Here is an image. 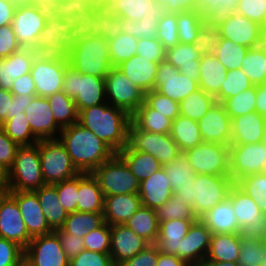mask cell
I'll use <instances>...</instances> for the list:
<instances>
[{
    "label": "cell",
    "mask_w": 266,
    "mask_h": 266,
    "mask_svg": "<svg viewBox=\"0 0 266 266\" xmlns=\"http://www.w3.org/2000/svg\"><path fill=\"white\" fill-rule=\"evenodd\" d=\"M58 138L79 173H92L116 153L91 130L74 123L62 128Z\"/></svg>",
    "instance_id": "cell-1"
},
{
    "label": "cell",
    "mask_w": 266,
    "mask_h": 266,
    "mask_svg": "<svg viewBox=\"0 0 266 266\" xmlns=\"http://www.w3.org/2000/svg\"><path fill=\"white\" fill-rule=\"evenodd\" d=\"M107 102L83 109L78 114V123L91 130L115 153L127 143V128L131 116L124 110Z\"/></svg>",
    "instance_id": "cell-2"
},
{
    "label": "cell",
    "mask_w": 266,
    "mask_h": 266,
    "mask_svg": "<svg viewBox=\"0 0 266 266\" xmlns=\"http://www.w3.org/2000/svg\"><path fill=\"white\" fill-rule=\"evenodd\" d=\"M234 184L230 176L196 174L194 182L178 187L173 193L185 204L190 205L194 215L199 219L227 198Z\"/></svg>",
    "instance_id": "cell-3"
},
{
    "label": "cell",
    "mask_w": 266,
    "mask_h": 266,
    "mask_svg": "<svg viewBox=\"0 0 266 266\" xmlns=\"http://www.w3.org/2000/svg\"><path fill=\"white\" fill-rule=\"evenodd\" d=\"M68 63L81 74L105 78L113 67L108 40L88 37L81 40L68 52Z\"/></svg>",
    "instance_id": "cell-4"
},
{
    "label": "cell",
    "mask_w": 266,
    "mask_h": 266,
    "mask_svg": "<svg viewBox=\"0 0 266 266\" xmlns=\"http://www.w3.org/2000/svg\"><path fill=\"white\" fill-rule=\"evenodd\" d=\"M9 191H34L45 185L38 142L19 146L13 166L8 171Z\"/></svg>",
    "instance_id": "cell-5"
},
{
    "label": "cell",
    "mask_w": 266,
    "mask_h": 266,
    "mask_svg": "<svg viewBox=\"0 0 266 266\" xmlns=\"http://www.w3.org/2000/svg\"><path fill=\"white\" fill-rule=\"evenodd\" d=\"M62 91L74 100L79 113L83 109L105 102V78L81 74L68 63L64 72Z\"/></svg>",
    "instance_id": "cell-6"
},
{
    "label": "cell",
    "mask_w": 266,
    "mask_h": 266,
    "mask_svg": "<svg viewBox=\"0 0 266 266\" xmlns=\"http://www.w3.org/2000/svg\"><path fill=\"white\" fill-rule=\"evenodd\" d=\"M91 174L97 180L104 197L138 194L139 180L117 154L96 168Z\"/></svg>",
    "instance_id": "cell-7"
},
{
    "label": "cell",
    "mask_w": 266,
    "mask_h": 266,
    "mask_svg": "<svg viewBox=\"0 0 266 266\" xmlns=\"http://www.w3.org/2000/svg\"><path fill=\"white\" fill-rule=\"evenodd\" d=\"M120 151H141L155 157L162 166L173 161L181 152L170 134L138 129L132 122L127 128L126 147Z\"/></svg>",
    "instance_id": "cell-8"
},
{
    "label": "cell",
    "mask_w": 266,
    "mask_h": 266,
    "mask_svg": "<svg viewBox=\"0 0 266 266\" xmlns=\"http://www.w3.org/2000/svg\"><path fill=\"white\" fill-rule=\"evenodd\" d=\"M38 148L45 184L53 185L79 174L58 138L39 140Z\"/></svg>",
    "instance_id": "cell-9"
},
{
    "label": "cell",
    "mask_w": 266,
    "mask_h": 266,
    "mask_svg": "<svg viewBox=\"0 0 266 266\" xmlns=\"http://www.w3.org/2000/svg\"><path fill=\"white\" fill-rule=\"evenodd\" d=\"M183 154L196 174L230 176L229 146L202 142Z\"/></svg>",
    "instance_id": "cell-10"
},
{
    "label": "cell",
    "mask_w": 266,
    "mask_h": 266,
    "mask_svg": "<svg viewBox=\"0 0 266 266\" xmlns=\"http://www.w3.org/2000/svg\"><path fill=\"white\" fill-rule=\"evenodd\" d=\"M72 27L70 19H61L57 15L47 20L38 37L36 52L43 56L67 58L68 52L77 44L69 32Z\"/></svg>",
    "instance_id": "cell-11"
},
{
    "label": "cell",
    "mask_w": 266,
    "mask_h": 266,
    "mask_svg": "<svg viewBox=\"0 0 266 266\" xmlns=\"http://www.w3.org/2000/svg\"><path fill=\"white\" fill-rule=\"evenodd\" d=\"M67 58L37 54L31 67V76L37 96L45 97L62 91Z\"/></svg>",
    "instance_id": "cell-12"
},
{
    "label": "cell",
    "mask_w": 266,
    "mask_h": 266,
    "mask_svg": "<svg viewBox=\"0 0 266 266\" xmlns=\"http://www.w3.org/2000/svg\"><path fill=\"white\" fill-rule=\"evenodd\" d=\"M106 98L110 106L126 111L130 116L144 103L145 92L127 78L116 66L105 77Z\"/></svg>",
    "instance_id": "cell-13"
},
{
    "label": "cell",
    "mask_w": 266,
    "mask_h": 266,
    "mask_svg": "<svg viewBox=\"0 0 266 266\" xmlns=\"http://www.w3.org/2000/svg\"><path fill=\"white\" fill-rule=\"evenodd\" d=\"M230 177L236 183L244 176L266 172V147L255 144L230 145Z\"/></svg>",
    "instance_id": "cell-14"
},
{
    "label": "cell",
    "mask_w": 266,
    "mask_h": 266,
    "mask_svg": "<svg viewBox=\"0 0 266 266\" xmlns=\"http://www.w3.org/2000/svg\"><path fill=\"white\" fill-rule=\"evenodd\" d=\"M24 257L33 266H70L56 231L33 237L24 249Z\"/></svg>",
    "instance_id": "cell-15"
},
{
    "label": "cell",
    "mask_w": 266,
    "mask_h": 266,
    "mask_svg": "<svg viewBox=\"0 0 266 266\" xmlns=\"http://www.w3.org/2000/svg\"><path fill=\"white\" fill-rule=\"evenodd\" d=\"M198 89L197 80L188 78L165 60L159 63L154 90L180 103Z\"/></svg>",
    "instance_id": "cell-16"
},
{
    "label": "cell",
    "mask_w": 266,
    "mask_h": 266,
    "mask_svg": "<svg viewBox=\"0 0 266 266\" xmlns=\"http://www.w3.org/2000/svg\"><path fill=\"white\" fill-rule=\"evenodd\" d=\"M220 31L221 38L250 48L258 38L260 24L247 19L237 11L222 13L212 21Z\"/></svg>",
    "instance_id": "cell-17"
},
{
    "label": "cell",
    "mask_w": 266,
    "mask_h": 266,
    "mask_svg": "<svg viewBox=\"0 0 266 266\" xmlns=\"http://www.w3.org/2000/svg\"><path fill=\"white\" fill-rule=\"evenodd\" d=\"M0 238L25 249L32 237L28 234L16 200L8 193L0 203Z\"/></svg>",
    "instance_id": "cell-18"
},
{
    "label": "cell",
    "mask_w": 266,
    "mask_h": 266,
    "mask_svg": "<svg viewBox=\"0 0 266 266\" xmlns=\"http://www.w3.org/2000/svg\"><path fill=\"white\" fill-rule=\"evenodd\" d=\"M203 142L220 143L230 146L231 119L221 102H215L198 121Z\"/></svg>",
    "instance_id": "cell-19"
},
{
    "label": "cell",
    "mask_w": 266,
    "mask_h": 266,
    "mask_svg": "<svg viewBox=\"0 0 266 266\" xmlns=\"http://www.w3.org/2000/svg\"><path fill=\"white\" fill-rule=\"evenodd\" d=\"M212 233L197 219L190 226L188 233L180 241L178 258L190 266H200L209 250Z\"/></svg>",
    "instance_id": "cell-20"
},
{
    "label": "cell",
    "mask_w": 266,
    "mask_h": 266,
    "mask_svg": "<svg viewBox=\"0 0 266 266\" xmlns=\"http://www.w3.org/2000/svg\"><path fill=\"white\" fill-rule=\"evenodd\" d=\"M45 23V18L35 6L15 9L11 25L20 47L36 50V43Z\"/></svg>",
    "instance_id": "cell-21"
},
{
    "label": "cell",
    "mask_w": 266,
    "mask_h": 266,
    "mask_svg": "<svg viewBox=\"0 0 266 266\" xmlns=\"http://www.w3.org/2000/svg\"><path fill=\"white\" fill-rule=\"evenodd\" d=\"M9 194L16 200L28 234L32 238L53 232L34 191H9Z\"/></svg>",
    "instance_id": "cell-22"
},
{
    "label": "cell",
    "mask_w": 266,
    "mask_h": 266,
    "mask_svg": "<svg viewBox=\"0 0 266 266\" xmlns=\"http://www.w3.org/2000/svg\"><path fill=\"white\" fill-rule=\"evenodd\" d=\"M150 245L124 224L111 226L110 256L114 266H119Z\"/></svg>",
    "instance_id": "cell-23"
},
{
    "label": "cell",
    "mask_w": 266,
    "mask_h": 266,
    "mask_svg": "<svg viewBox=\"0 0 266 266\" xmlns=\"http://www.w3.org/2000/svg\"><path fill=\"white\" fill-rule=\"evenodd\" d=\"M26 118L29 122L33 134L39 139H57L54 137L57 128L53 112L48 99L41 96H35L30 105L25 109Z\"/></svg>",
    "instance_id": "cell-24"
},
{
    "label": "cell",
    "mask_w": 266,
    "mask_h": 266,
    "mask_svg": "<svg viewBox=\"0 0 266 266\" xmlns=\"http://www.w3.org/2000/svg\"><path fill=\"white\" fill-rule=\"evenodd\" d=\"M230 145L255 144L262 142L266 129V117L254 111L231 119Z\"/></svg>",
    "instance_id": "cell-25"
},
{
    "label": "cell",
    "mask_w": 266,
    "mask_h": 266,
    "mask_svg": "<svg viewBox=\"0 0 266 266\" xmlns=\"http://www.w3.org/2000/svg\"><path fill=\"white\" fill-rule=\"evenodd\" d=\"M37 54L34 49L21 48L8 57L0 59V88L10 91L15 79L30 73Z\"/></svg>",
    "instance_id": "cell-26"
},
{
    "label": "cell",
    "mask_w": 266,
    "mask_h": 266,
    "mask_svg": "<svg viewBox=\"0 0 266 266\" xmlns=\"http://www.w3.org/2000/svg\"><path fill=\"white\" fill-rule=\"evenodd\" d=\"M172 194L168 175L163 167L139 184L141 205L154 210L167 202Z\"/></svg>",
    "instance_id": "cell-27"
},
{
    "label": "cell",
    "mask_w": 266,
    "mask_h": 266,
    "mask_svg": "<svg viewBox=\"0 0 266 266\" xmlns=\"http://www.w3.org/2000/svg\"><path fill=\"white\" fill-rule=\"evenodd\" d=\"M159 63L151 62L149 59L135 54L128 60L116 66L134 85H137L143 92L154 90Z\"/></svg>",
    "instance_id": "cell-28"
},
{
    "label": "cell",
    "mask_w": 266,
    "mask_h": 266,
    "mask_svg": "<svg viewBox=\"0 0 266 266\" xmlns=\"http://www.w3.org/2000/svg\"><path fill=\"white\" fill-rule=\"evenodd\" d=\"M141 206L138 194L106 196L104 197V221L110 226L124 224Z\"/></svg>",
    "instance_id": "cell-29"
},
{
    "label": "cell",
    "mask_w": 266,
    "mask_h": 266,
    "mask_svg": "<svg viewBox=\"0 0 266 266\" xmlns=\"http://www.w3.org/2000/svg\"><path fill=\"white\" fill-rule=\"evenodd\" d=\"M199 220L206 226L212 234L241 233L234 213L231 199L225 198L209 212L205 213Z\"/></svg>",
    "instance_id": "cell-30"
},
{
    "label": "cell",
    "mask_w": 266,
    "mask_h": 266,
    "mask_svg": "<svg viewBox=\"0 0 266 266\" xmlns=\"http://www.w3.org/2000/svg\"><path fill=\"white\" fill-rule=\"evenodd\" d=\"M201 55L195 44L179 43L166 50L165 61L176 67L182 74L199 80Z\"/></svg>",
    "instance_id": "cell-31"
},
{
    "label": "cell",
    "mask_w": 266,
    "mask_h": 266,
    "mask_svg": "<svg viewBox=\"0 0 266 266\" xmlns=\"http://www.w3.org/2000/svg\"><path fill=\"white\" fill-rule=\"evenodd\" d=\"M168 10L166 6L158 5L155 0H116L110 9L115 16L133 21H139L148 16L161 18Z\"/></svg>",
    "instance_id": "cell-32"
},
{
    "label": "cell",
    "mask_w": 266,
    "mask_h": 266,
    "mask_svg": "<svg viewBox=\"0 0 266 266\" xmlns=\"http://www.w3.org/2000/svg\"><path fill=\"white\" fill-rule=\"evenodd\" d=\"M196 220L175 219L159 223L156 245L160 252L178 257L180 241L186 236L190 226Z\"/></svg>",
    "instance_id": "cell-33"
},
{
    "label": "cell",
    "mask_w": 266,
    "mask_h": 266,
    "mask_svg": "<svg viewBox=\"0 0 266 266\" xmlns=\"http://www.w3.org/2000/svg\"><path fill=\"white\" fill-rule=\"evenodd\" d=\"M77 211L103 213L104 196L91 173H79Z\"/></svg>",
    "instance_id": "cell-34"
},
{
    "label": "cell",
    "mask_w": 266,
    "mask_h": 266,
    "mask_svg": "<svg viewBox=\"0 0 266 266\" xmlns=\"http://www.w3.org/2000/svg\"><path fill=\"white\" fill-rule=\"evenodd\" d=\"M228 197L231 199L240 230L249 224L264 222V214H262L258 205L236 184L230 188Z\"/></svg>",
    "instance_id": "cell-35"
},
{
    "label": "cell",
    "mask_w": 266,
    "mask_h": 266,
    "mask_svg": "<svg viewBox=\"0 0 266 266\" xmlns=\"http://www.w3.org/2000/svg\"><path fill=\"white\" fill-rule=\"evenodd\" d=\"M39 199L41 209L49 227L56 231L63 227L67 213L59 201L56 187L45 184L41 188L34 190Z\"/></svg>",
    "instance_id": "cell-36"
},
{
    "label": "cell",
    "mask_w": 266,
    "mask_h": 266,
    "mask_svg": "<svg viewBox=\"0 0 266 266\" xmlns=\"http://www.w3.org/2000/svg\"><path fill=\"white\" fill-rule=\"evenodd\" d=\"M228 71L214 54L202 55L200 60L199 88L215 96L226 80Z\"/></svg>",
    "instance_id": "cell-37"
},
{
    "label": "cell",
    "mask_w": 266,
    "mask_h": 266,
    "mask_svg": "<svg viewBox=\"0 0 266 266\" xmlns=\"http://www.w3.org/2000/svg\"><path fill=\"white\" fill-rule=\"evenodd\" d=\"M241 233L212 234L205 260L237 262L240 253Z\"/></svg>",
    "instance_id": "cell-38"
},
{
    "label": "cell",
    "mask_w": 266,
    "mask_h": 266,
    "mask_svg": "<svg viewBox=\"0 0 266 266\" xmlns=\"http://www.w3.org/2000/svg\"><path fill=\"white\" fill-rule=\"evenodd\" d=\"M170 136L184 152L203 142L198 121L179 115L172 121Z\"/></svg>",
    "instance_id": "cell-39"
},
{
    "label": "cell",
    "mask_w": 266,
    "mask_h": 266,
    "mask_svg": "<svg viewBox=\"0 0 266 266\" xmlns=\"http://www.w3.org/2000/svg\"><path fill=\"white\" fill-rule=\"evenodd\" d=\"M149 244H155L159 234V222L154 209L141 206L125 223Z\"/></svg>",
    "instance_id": "cell-40"
},
{
    "label": "cell",
    "mask_w": 266,
    "mask_h": 266,
    "mask_svg": "<svg viewBox=\"0 0 266 266\" xmlns=\"http://www.w3.org/2000/svg\"><path fill=\"white\" fill-rule=\"evenodd\" d=\"M131 122L140 130L170 134L172 120L156 110L150 108L145 102L131 115Z\"/></svg>",
    "instance_id": "cell-41"
},
{
    "label": "cell",
    "mask_w": 266,
    "mask_h": 266,
    "mask_svg": "<svg viewBox=\"0 0 266 266\" xmlns=\"http://www.w3.org/2000/svg\"><path fill=\"white\" fill-rule=\"evenodd\" d=\"M116 154L126 163L139 182L163 167L155 157L141 151H118Z\"/></svg>",
    "instance_id": "cell-42"
},
{
    "label": "cell",
    "mask_w": 266,
    "mask_h": 266,
    "mask_svg": "<svg viewBox=\"0 0 266 266\" xmlns=\"http://www.w3.org/2000/svg\"><path fill=\"white\" fill-rule=\"evenodd\" d=\"M56 124L62 129L78 122V111L75 102L63 91L47 97Z\"/></svg>",
    "instance_id": "cell-43"
},
{
    "label": "cell",
    "mask_w": 266,
    "mask_h": 266,
    "mask_svg": "<svg viewBox=\"0 0 266 266\" xmlns=\"http://www.w3.org/2000/svg\"><path fill=\"white\" fill-rule=\"evenodd\" d=\"M104 222L103 213L75 211L67 215L62 228L74 236L84 237Z\"/></svg>",
    "instance_id": "cell-44"
},
{
    "label": "cell",
    "mask_w": 266,
    "mask_h": 266,
    "mask_svg": "<svg viewBox=\"0 0 266 266\" xmlns=\"http://www.w3.org/2000/svg\"><path fill=\"white\" fill-rule=\"evenodd\" d=\"M215 102V96L199 88L180 102V115L199 121Z\"/></svg>",
    "instance_id": "cell-45"
},
{
    "label": "cell",
    "mask_w": 266,
    "mask_h": 266,
    "mask_svg": "<svg viewBox=\"0 0 266 266\" xmlns=\"http://www.w3.org/2000/svg\"><path fill=\"white\" fill-rule=\"evenodd\" d=\"M206 22L199 10H177L179 42L194 44L199 30Z\"/></svg>",
    "instance_id": "cell-46"
},
{
    "label": "cell",
    "mask_w": 266,
    "mask_h": 266,
    "mask_svg": "<svg viewBox=\"0 0 266 266\" xmlns=\"http://www.w3.org/2000/svg\"><path fill=\"white\" fill-rule=\"evenodd\" d=\"M163 169L168 175V180L173 192L178 187H184L190 184V182H194L196 177V173L183 152L173 161L163 165Z\"/></svg>",
    "instance_id": "cell-47"
},
{
    "label": "cell",
    "mask_w": 266,
    "mask_h": 266,
    "mask_svg": "<svg viewBox=\"0 0 266 266\" xmlns=\"http://www.w3.org/2000/svg\"><path fill=\"white\" fill-rule=\"evenodd\" d=\"M249 48L234 43L231 40L220 38L215 47L214 55L227 71L240 69Z\"/></svg>",
    "instance_id": "cell-48"
},
{
    "label": "cell",
    "mask_w": 266,
    "mask_h": 266,
    "mask_svg": "<svg viewBox=\"0 0 266 266\" xmlns=\"http://www.w3.org/2000/svg\"><path fill=\"white\" fill-rule=\"evenodd\" d=\"M0 128L19 146L33 145L39 141L33 134L25 113L6 119ZM30 138H33V140L31 141Z\"/></svg>",
    "instance_id": "cell-49"
},
{
    "label": "cell",
    "mask_w": 266,
    "mask_h": 266,
    "mask_svg": "<svg viewBox=\"0 0 266 266\" xmlns=\"http://www.w3.org/2000/svg\"><path fill=\"white\" fill-rule=\"evenodd\" d=\"M235 184L255 201L262 214H266V172L244 176Z\"/></svg>",
    "instance_id": "cell-50"
},
{
    "label": "cell",
    "mask_w": 266,
    "mask_h": 266,
    "mask_svg": "<svg viewBox=\"0 0 266 266\" xmlns=\"http://www.w3.org/2000/svg\"><path fill=\"white\" fill-rule=\"evenodd\" d=\"M257 86L225 99L222 104L230 119L256 111Z\"/></svg>",
    "instance_id": "cell-51"
},
{
    "label": "cell",
    "mask_w": 266,
    "mask_h": 266,
    "mask_svg": "<svg viewBox=\"0 0 266 266\" xmlns=\"http://www.w3.org/2000/svg\"><path fill=\"white\" fill-rule=\"evenodd\" d=\"M73 27L70 34L73 40L78 43L90 36L97 37V9L90 7L85 13L74 14L71 19Z\"/></svg>",
    "instance_id": "cell-52"
},
{
    "label": "cell",
    "mask_w": 266,
    "mask_h": 266,
    "mask_svg": "<svg viewBox=\"0 0 266 266\" xmlns=\"http://www.w3.org/2000/svg\"><path fill=\"white\" fill-rule=\"evenodd\" d=\"M155 213L159 223L175 219L197 220L192 207L185 204L175 193L167 202L157 207Z\"/></svg>",
    "instance_id": "cell-53"
},
{
    "label": "cell",
    "mask_w": 266,
    "mask_h": 266,
    "mask_svg": "<svg viewBox=\"0 0 266 266\" xmlns=\"http://www.w3.org/2000/svg\"><path fill=\"white\" fill-rule=\"evenodd\" d=\"M158 23V16L143 17L139 21L121 18V31L136 39L156 38Z\"/></svg>",
    "instance_id": "cell-54"
},
{
    "label": "cell",
    "mask_w": 266,
    "mask_h": 266,
    "mask_svg": "<svg viewBox=\"0 0 266 266\" xmlns=\"http://www.w3.org/2000/svg\"><path fill=\"white\" fill-rule=\"evenodd\" d=\"M241 69L253 85L258 86L266 82V53L248 49Z\"/></svg>",
    "instance_id": "cell-55"
},
{
    "label": "cell",
    "mask_w": 266,
    "mask_h": 266,
    "mask_svg": "<svg viewBox=\"0 0 266 266\" xmlns=\"http://www.w3.org/2000/svg\"><path fill=\"white\" fill-rule=\"evenodd\" d=\"M253 86L250 79L243 70H230L227 73L226 80L223 82L220 91L215 95L217 102H223L225 99L234 97Z\"/></svg>",
    "instance_id": "cell-56"
},
{
    "label": "cell",
    "mask_w": 266,
    "mask_h": 266,
    "mask_svg": "<svg viewBox=\"0 0 266 266\" xmlns=\"http://www.w3.org/2000/svg\"><path fill=\"white\" fill-rule=\"evenodd\" d=\"M266 242L241 236L240 253L237 263L240 266H259L264 262Z\"/></svg>",
    "instance_id": "cell-57"
},
{
    "label": "cell",
    "mask_w": 266,
    "mask_h": 266,
    "mask_svg": "<svg viewBox=\"0 0 266 266\" xmlns=\"http://www.w3.org/2000/svg\"><path fill=\"white\" fill-rule=\"evenodd\" d=\"M137 41L138 39L126 33H121L115 39L108 41L112 65L118 66L133 57L136 54Z\"/></svg>",
    "instance_id": "cell-58"
},
{
    "label": "cell",
    "mask_w": 266,
    "mask_h": 266,
    "mask_svg": "<svg viewBox=\"0 0 266 266\" xmlns=\"http://www.w3.org/2000/svg\"><path fill=\"white\" fill-rule=\"evenodd\" d=\"M157 40L167 50L179 44L177 10H168V12L159 18Z\"/></svg>",
    "instance_id": "cell-59"
},
{
    "label": "cell",
    "mask_w": 266,
    "mask_h": 266,
    "mask_svg": "<svg viewBox=\"0 0 266 266\" xmlns=\"http://www.w3.org/2000/svg\"><path fill=\"white\" fill-rule=\"evenodd\" d=\"M144 102L152 109L168 117L172 121L180 115V103L171 100L157 90L145 93Z\"/></svg>",
    "instance_id": "cell-60"
},
{
    "label": "cell",
    "mask_w": 266,
    "mask_h": 266,
    "mask_svg": "<svg viewBox=\"0 0 266 266\" xmlns=\"http://www.w3.org/2000/svg\"><path fill=\"white\" fill-rule=\"evenodd\" d=\"M53 185L56 187L59 201L65 212L69 214L77 211L79 174Z\"/></svg>",
    "instance_id": "cell-61"
},
{
    "label": "cell",
    "mask_w": 266,
    "mask_h": 266,
    "mask_svg": "<svg viewBox=\"0 0 266 266\" xmlns=\"http://www.w3.org/2000/svg\"><path fill=\"white\" fill-rule=\"evenodd\" d=\"M220 31L212 21H207L199 30L195 39L196 50L200 55L213 54L220 40Z\"/></svg>",
    "instance_id": "cell-62"
},
{
    "label": "cell",
    "mask_w": 266,
    "mask_h": 266,
    "mask_svg": "<svg viewBox=\"0 0 266 266\" xmlns=\"http://www.w3.org/2000/svg\"><path fill=\"white\" fill-rule=\"evenodd\" d=\"M111 226L104 222L100 227L83 237L86 250L110 253Z\"/></svg>",
    "instance_id": "cell-63"
},
{
    "label": "cell",
    "mask_w": 266,
    "mask_h": 266,
    "mask_svg": "<svg viewBox=\"0 0 266 266\" xmlns=\"http://www.w3.org/2000/svg\"><path fill=\"white\" fill-rule=\"evenodd\" d=\"M97 37L108 41L119 36L121 31V18L115 16L110 10H97Z\"/></svg>",
    "instance_id": "cell-64"
},
{
    "label": "cell",
    "mask_w": 266,
    "mask_h": 266,
    "mask_svg": "<svg viewBox=\"0 0 266 266\" xmlns=\"http://www.w3.org/2000/svg\"><path fill=\"white\" fill-rule=\"evenodd\" d=\"M239 0H198V10L207 21L236 9Z\"/></svg>",
    "instance_id": "cell-65"
},
{
    "label": "cell",
    "mask_w": 266,
    "mask_h": 266,
    "mask_svg": "<svg viewBox=\"0 0 266 266\" xmlns=\"http://www.w3.org/2000/svg\"><path fill=\"white\" fill-rule=\"evenodd\" d=\"M235 11L249 20L266 24V0H239Z\"/></svg>",
    "instance_id": "cell-66"
},
{
    "label": "cell",
    "mask_w": 266,
    "mask_h": 266,
    "mask_svg": "<svg viewBox=\"0 0 266 266\" xmlns=\"http://www.w3.org/2000/svg\"><path fill=\"white\" fill-rule=\"evenodd\" d=\"M166 49L157 38L138 39L136 54L149 59L151 62L160 63L165 60Z\"/></svg>",
    "instance_id": "cell-67"
},
{
    "label": "cell",
    "mask_w": 266,
    "mask_h": 266,
    "mask_svg": "<svg viewBox=\"0 0 266 266\" xmlns=\"http://www.w3.org/2000/svg\"><path fill=\"white\" fill-rule=\"evenodd\" d=\"M90 7L96 8V0H61L55 10L59 18L71 19L74 14L85 13Z\"/></svg>",
    "instance_id": "cell-68"
},
{
    "label": "cell",
    "mask_w": 266,
    "mask_h": 266,
    "mask_svg": "<svg viewBox=\"0 0 266 266\" xmlns=\"http://www.w3.org/2000/svg\"><path fill=\"white\" fill-rule=\"evenodd\" d=\"M70 266H114L109 253H100L84 249L70 260Z\"/></svg>",
    "instance_id": "cell-69"
},
{
    "label": "cell",
    "mask_w": 266,
    "mask_h": 266,
    "mask_svg": "<svg viewBox=\"0 0 266 266\" xmlns=\"http://www.w3.org/2000/svg\"><path fill=\"white\" fill-rule=\"evenodd\" d=\"M24 257V249L15 242L0 238V266H15Z\"/></svg>",
    "instance_id": "cell-70"
},
{
    "label": "cell",
    "mask_w": 266,
    "mask_h": 266,
    "mask_svg": "<svg viewBox=\"0 0 266 266\" xmlns=\"http://www.w3.org/2000/svg\"><path fill=\"white\" fill-rule=\"evenodd\" d=\"M56 232L58 233L63 251L70 260L85 249L83 237L74 236V234L66 232L63 228L56 230Z\"/></svg>",
    "instance_id": "cell-71"
},
{
    "label": "cell",
    "mask_w": 266,
    "mask_h": 266,
    "mask_svg": "<svg viewBox=\"0 0 266 266\" xmlns=\"http://www.w3.org/2000/svg\"><path fill=\"white\" fill-rule=\"evenodd\" d=\"M19 145L0 128V165L7 171L13 166Z\"/></svg>",
    "instance_id": "cell-72"
},
{
    "label": "cell",
    "mask_w": 266,
    "mask_h": 266,
    "mask_svg": "<svg viewBox=\"0 0 266 266\" xmlns=\"http://www.w3.org/2000/svg\"><path fill=\"white\" fill-rule=\"evenodd\" d=\"M16 34L11 24L0 27V59L20 50Z\"/></svg>",
    "instance_id": "cell-73"
},
{
    "label": "cell",
    "mask_w": 266,
    "mask_h": 266,
    "mask_svg": "<svg viewBox=\"0 0 266 266\" xmlns=\"http://www.w3.org/2000/svg\"><path fill=\"white\" fill-rule=\"evenodd\" d=\"M157 261L158 246L156 244H150L144 250L140 251L119 266H156Z\"/></svg>",
    "instance_id": "cell-74"
},
{
    "label": "cell",
    "mask_w": 266,
    "mask_h": 266,
    "mask_svg": "<svg viewBox=\"0 0 266 266\" xmlns=\"http://www.w3.org/2000/svg\"><path fill=\"white\" fill-rule=\"evenodd\" d=\"M10 92L13 95L37 96L36 86L31 74L27 73L15 79Z\"/></svg>",
    "instance_id": "cell-75"
},
{
    "label": "cell",
    "mask_w": 266,
    "mask_h": 266,
    "mask_svg": "<svg viewBox=\"0 0 266 266\" xmlns=\"http://www.w3.org/2000/svg\"><path fill=\"white\" fill-rule=\"evenodd\" d=\"M241 236L266 242V214H264V222L249 224L243 228L241 230Z\"/></svg>",
    "instance_id": "cell-76"
},
{
    "label": "cell",
    "mask_w": 266,
    "mask_h": 266,
    "mask_svg": "<svg viewBox=\"0 0 266 266\" xmlns=\"http://www.w3.org/2000/svg\"><path fill=\"white\" fill-rule=\"evenodd\" d=\"M169 10H198V0H155Z\"/></svg>",
    "instance_id": "cell-77"
},
{
    "label": "cell",
    "mask_w": 266,
    "mask_h": 266,
    "mask_svg": "<svg viewBox=\"0 0 266 266\" xmlns=\"http://www.w3.org/2000/svg\"><path fill=\"white\" fill-rule=\"evenodd\" d=\"M13 96L9 90L0 88V126L11 116Z\"/></svg>",
    "instance_id": "cell-78"
},
{
    "label": "cell",
    "mask_w": 266,
    "mask_h": 266,
    "mask_svg": "<svg viewBox=\"0 0 266 266\" xmlns=\"http://www.w3.org/2000/svg\"><path fill=\"white\" fill-rule=\"evenodd\" d=\"M35 96L30 95H14L11 104V116L13 118L17 115H23L25 109L30 105V102Z\"/></svg>",
    "instance_id": "cell-79"
},
{
    "label": "cell",
    "mask_w": 266,
    "mask_h": 266,
    "mask_svg": "<svg viewBox=\"0 0 266 266\" xmlns=\"http://www.w3.org/2000/svg\"><path fill=\"white\" fill-rule=\"evenodd\" d=\"M61 0H38L35 4L36 9L45 18V21L56 16L57 2Z\"/></svg>",
    "instance_id": "cell-80"
}]
</instances>
